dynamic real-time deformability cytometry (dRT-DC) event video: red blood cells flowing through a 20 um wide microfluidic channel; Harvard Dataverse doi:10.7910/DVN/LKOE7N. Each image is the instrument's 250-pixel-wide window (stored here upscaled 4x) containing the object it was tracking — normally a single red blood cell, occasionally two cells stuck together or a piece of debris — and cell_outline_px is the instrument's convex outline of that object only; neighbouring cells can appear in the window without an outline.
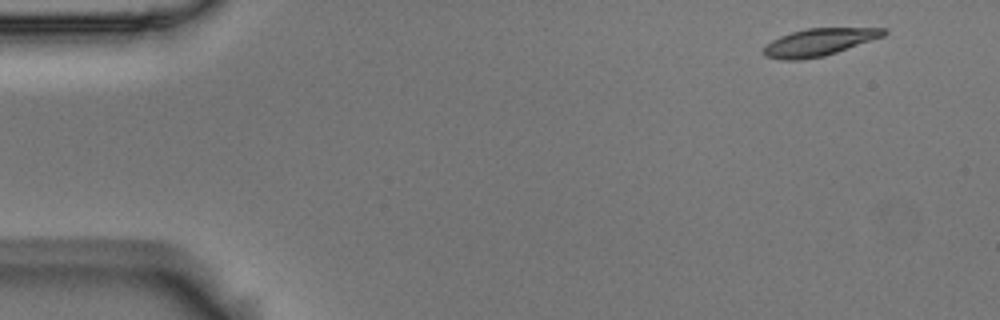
{"species": "Egyptian fruit bat (a non-hibernating species)", "species_latin": "Rousettus aegyptiacus", "temperature_condition": "room temperature", "stored_images_in_passage": 5, "camera_frame_rate_fps": 3000, "um_per_image_px": 0.085, "animal": {"sex": "male"}, "frame": {"image": 1, "passage_image": 1, "time_ms": 0.0, "image_size_px": [1000, 320], "cell_outline_px": [[888, 32], [884, 36], [824, 56], [800, 60], [784, 60], [764, 56], [764, 48], [772, 40], [780, 36], [792, 32], [808, 28], [888, 28]], "centroid_in_image_um": [69.64, 3.58], "position_along_channel_um": 15.4, "area_um2": 18.96}}
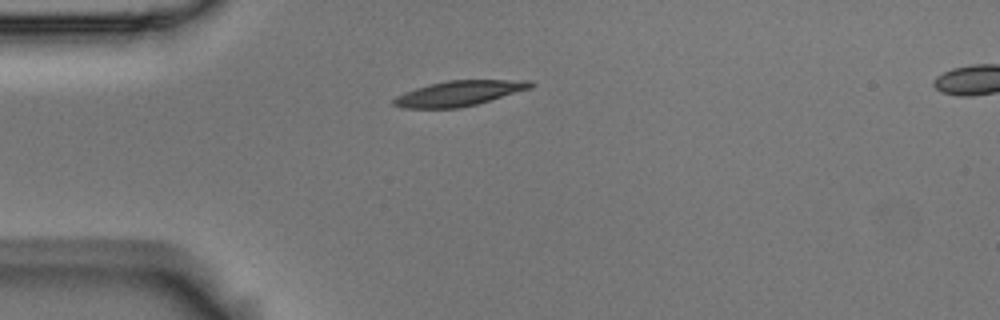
{"frame": {"image": 2, "passage_image": 4, "time_ms": 1.0, "image_size_px": [1000, 320], "cell_outline_px": [[536, 84], [532, 88], [476, 104], [460, 108], [404, 108], [392, 104], [392, 100], [396, 96], [404, 92], [428, 84], [448, 80], [532, 80]], "centroid_in_image_um": [39.03, 7.92], "position_along_channel_um": 46.0, "area_um2": 20.17}}